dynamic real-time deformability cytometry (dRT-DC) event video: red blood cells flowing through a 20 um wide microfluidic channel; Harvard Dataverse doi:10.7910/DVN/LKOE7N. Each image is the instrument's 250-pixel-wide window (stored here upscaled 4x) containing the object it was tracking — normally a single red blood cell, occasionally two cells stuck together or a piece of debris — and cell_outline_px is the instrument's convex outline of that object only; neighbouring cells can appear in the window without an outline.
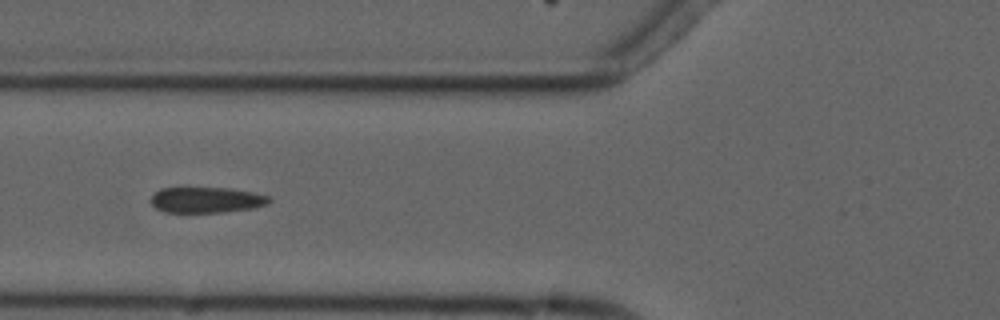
{"species": "common noctule bat (a hibernating species)", "species_latin": "Nyctalus noctula", "temperature_condition": "cold", "stored_images_in_passage": 8, "camera_frame_rate_fps": 3000, "um_per_image_px": 0.085, "animal": {"sex": "male", "forearm_length_mm": 52.5}, "frame": {"image": 1, "passage_image": 6, "time_ms": 6.667, "image_size_px": [1000, 320], "cell_outline_px": [[272, 200], [268, 204], [256, 208], [224, 212], [164, 212], [156, 208], [148, 200], [160, 188], [232, 188], [252, 192], [268, 196]], "centroid_in_image_um": [17.56, 17.0], "position_along_channel_um": 108.2, "area_um2": 17.86}}
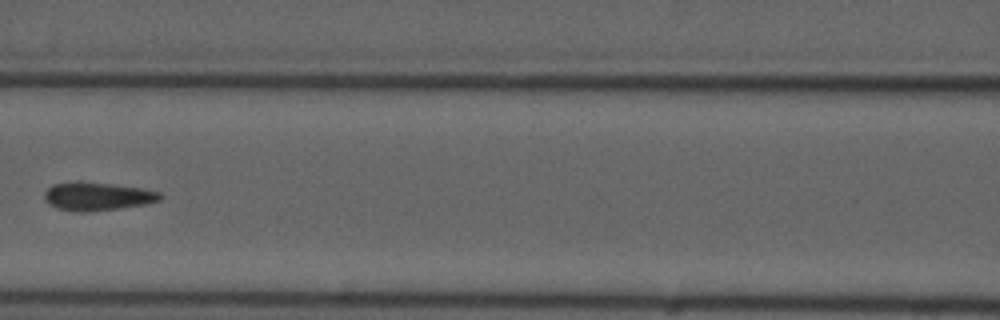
{"frame": {"image": 2, "passage_image": 7, "time_ms": 8.0, "image_size_px": [1000, 320], "cell_outline_px": [[160, 200], [148, 204], [120, 208], [88, 212], [76, 212], [56, 208], [48, 204], [44, 200], [44, 192], [52, 184], [108, 184], [140, 188], [160, 192]], "centroid_in_image_um": [8.27, 16.74], "position_along_channel_um": 158.3, "area_um2": 18.44}}
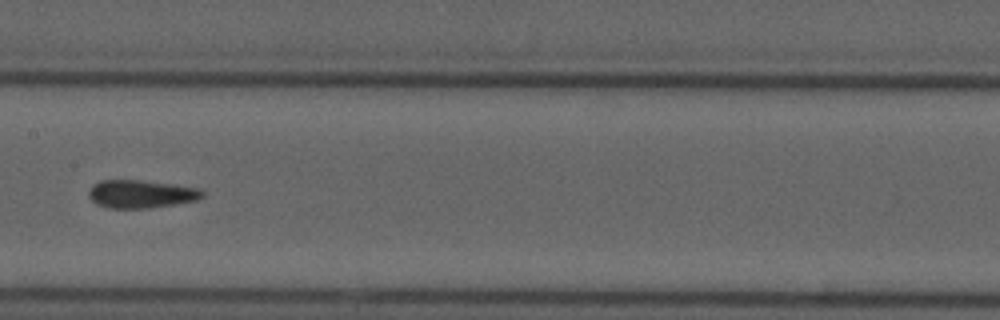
{"frame": {"image": 3, "passage_image": 8, "time_ms": 9.0, "image_size_px": [1000, 320], "cell_outline_px": [[204, 196], [196, 200], [148, 208], [108, 208], [96, 204], [88, 196], [88, 192], [92, 184], [100, 180], [140, 180], [176, 184], [200, 188], [204, 192]], "centroid_in_image_um": [11.97, 16.47], "position_along_channel_um": 195.4, "area_um2": 18.67}}